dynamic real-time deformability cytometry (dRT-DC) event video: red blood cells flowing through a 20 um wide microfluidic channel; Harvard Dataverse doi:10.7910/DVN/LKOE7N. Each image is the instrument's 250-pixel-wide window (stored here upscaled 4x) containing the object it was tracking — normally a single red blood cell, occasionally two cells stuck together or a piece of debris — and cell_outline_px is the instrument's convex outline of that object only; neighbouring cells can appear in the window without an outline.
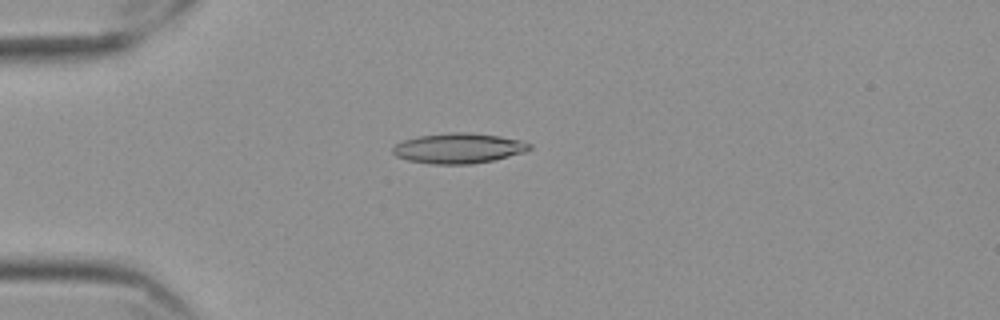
{"species": "Egyptian fruit bat (a non-hibernating species)", "species_latin": "Rousettus aegyptiacus", "temperature_condition": "cold", "stored_images_in_passage": 57, "camera_frame_rate_fps": 3000, "um_per_image_px": 0.085, "frame": {"image": 1, "passage_image": 15, "time_ms": 4.667, "image_size_px": [1000, 320], "cell_outline_px": [[532, 148], [524, 152], [492, 160], [472, 164], [432, 164], [408, 160], [396, 156], [392, 152], [392, 148], [396, 144], [404, 140], [420, 136], [452, 132], [468, 132], [500, 136], [524, 140], [532, 144]], "centroid_in_image_um": [39.01, 12.59], "position_along_channel_um": 46.0, "area_um2": 24.04}}
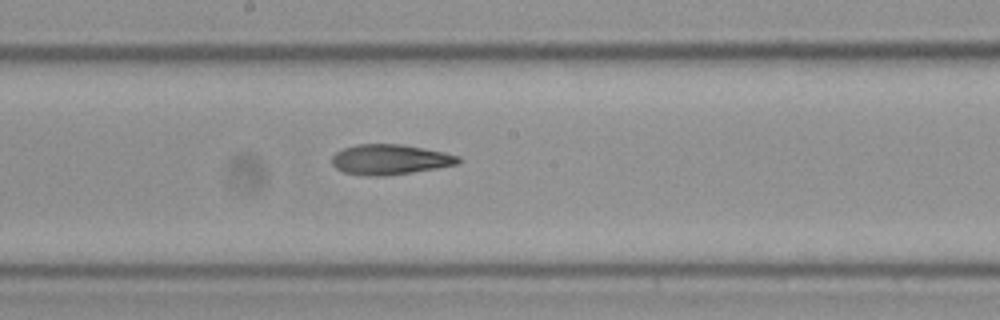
{"frame": {"image": 2, "passage_image": 31, "time_ms": 10.0, "image_size_px": [1000, 320], "cell_outline_px": [[460, 164], [412, 172], [384, 176], [368, 176], [344, 172], [336, 168], [332, 164], [332, 156], [336, 152], [344, 148], [356, 144], [400, 144], [424, 148], [444, 152], [460, 156]], "centroid_in_image_um": [33.15, 13.55], "position_along_channel_um": 215.0, "area_um2": 22.25}}
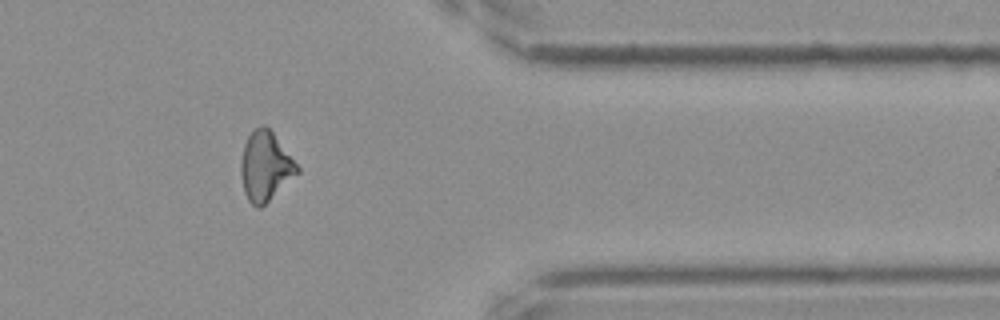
{"frame": {"image": 3, "passage_image": 47, "time_ms": 15.333, "image_size_px": [1000, 320], "cell_outline_px": [[300, 172], [260, 208], [256, 208], [248, 200], [244, 192], [240, 172], [240, 164], [244, 144], [248, 136], [260, 124], [264, 124], [272, 132], [300, 168]], "centroid_in_image_um": [22.54, 14.15], "position_along_channel_um": 388.9, "area_um2": 22.54}, "authors_computed_cell_mechanics": {"area_um2": 22.542, "velocity_mm_per_s": 3.5483, "shape_relaxation_time_tau1_ms": null, "shape_relaxation_time_tau2_ms": 6.6002, "deformation_change_tau1": null, "deformation_change_tau2": 0.159}}